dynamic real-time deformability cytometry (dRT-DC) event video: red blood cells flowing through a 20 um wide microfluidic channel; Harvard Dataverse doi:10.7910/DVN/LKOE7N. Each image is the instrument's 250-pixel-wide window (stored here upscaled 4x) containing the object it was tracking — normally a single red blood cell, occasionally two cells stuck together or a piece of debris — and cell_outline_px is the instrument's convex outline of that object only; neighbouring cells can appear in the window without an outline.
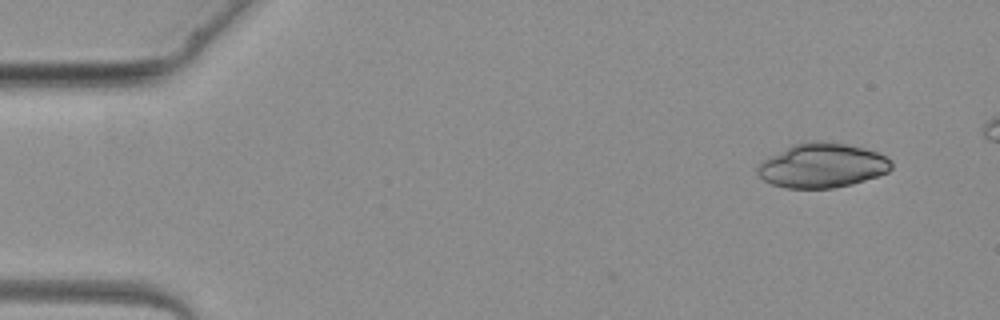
{"species": "common noctule bat (a hibernating species)", "species_latin": "Nyctalus noctula", "temperature_condition": "warm", "stored_images_in_passage": 4, "camera_frame_rate_fps": 3000, "um_per_image_px": 0.085, "animal": {"sex": "female", "body_mass_g": 19.3, "forearm_length_mm": 54.1}, "frame": {"image": 1, "passage_image": 1, "time_ms": 0.0, "image_size_px": [1000, 320], "cell_outline_px": [[892, 168], [888, 172], [852, 184], [832, 188], [784, 188], [772, 184], [764, 180], [756, 172], [756, 164], [792, 144], [844, 144], [864, 148], [876, 152], [884, 156], [892, 164]], "centroid_in_image_um": [69.85, 14.11], "position_along_channel_um": 15.2, "area_um2": 33.7}}